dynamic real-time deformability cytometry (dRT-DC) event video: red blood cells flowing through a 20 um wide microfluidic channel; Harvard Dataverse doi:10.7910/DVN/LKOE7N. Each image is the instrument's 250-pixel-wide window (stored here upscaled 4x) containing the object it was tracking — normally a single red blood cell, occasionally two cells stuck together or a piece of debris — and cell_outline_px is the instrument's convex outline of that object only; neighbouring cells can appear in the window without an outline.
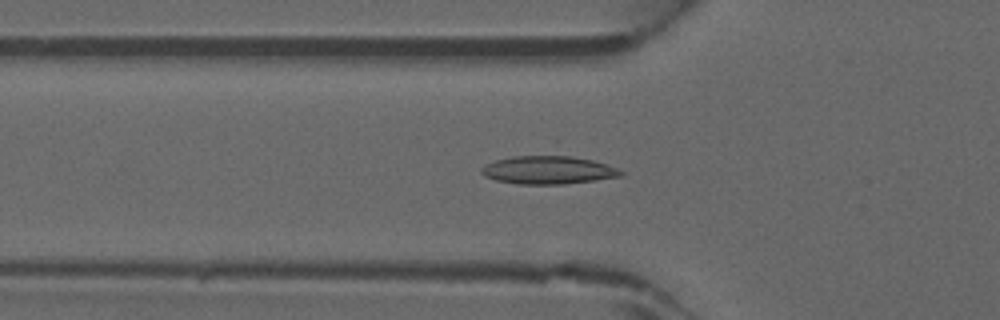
{"species": "common noctule bat (a hibernating species)", "species_latin": "Nyctalus noctula", "temperature_condition": "warm", "stored_images_in_passage": 45, "camera_frame_rate_fps": 3000, "um_per_image_px": 0.085, "animal": {"sex": "male", "forearm_length_mm": 52.5}, "frame": {"image": 1, "passage_image": 16, "time_ms": 5.0, "image_size_px": [1000, 320], "cell_outline_px": [[624, 176], [596, 180], [564, 184], [516, 184], [496, 180], [484, 176], [480, 172], [480, 168], [496, 160], [556, 140], [608, 164], [624, 172]], "centroid_in_image_um": [46.71, 14.16], "position_along_channel_um": 79.1, "area_um2": 28.15}}
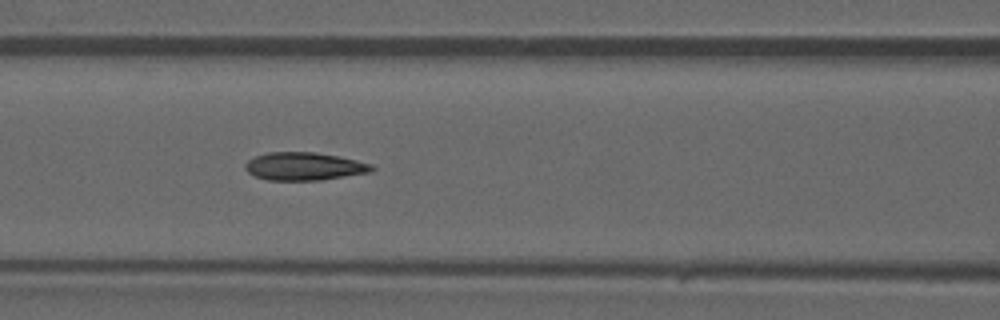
{"frame": {"image": 2, "passage_image": 20, "time_ms": 6.333, "image_size_px": [1000, 320], "cell_outline_px": [[376, 168], [372, 172], [320, 180], [268, 180], [256, 176], [248, 172], [244, 168], [244, 164], [248, 160], [256, 156], [268, 152], [316, 152], [340, 156], [372, 164]], "centroid_in_image_um": [25.88, 14.13], "position_along_channel_um": 140.7, "area_um2": 20.69}}
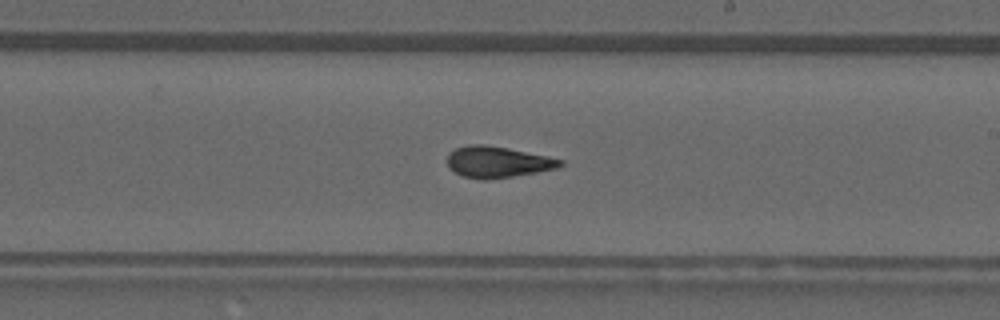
{"frame": {"image": 3, "passage_image": 27, "time_ms": 8.667, "image_size_px": [1000, 320], "cell_outline_px": [[564, 164], [556, 168], [536, 172], [512, 176], [484, 180], [464, 176], [448, 168], [448, 152], [456, 148], [472, 144], [484, 144], [508, 148], [548, 156], [564, 160]], "centroid_in_image_um": [42.29, 13.76], "position_along_channel_um": 246.7, "area_um2": 20.4}}